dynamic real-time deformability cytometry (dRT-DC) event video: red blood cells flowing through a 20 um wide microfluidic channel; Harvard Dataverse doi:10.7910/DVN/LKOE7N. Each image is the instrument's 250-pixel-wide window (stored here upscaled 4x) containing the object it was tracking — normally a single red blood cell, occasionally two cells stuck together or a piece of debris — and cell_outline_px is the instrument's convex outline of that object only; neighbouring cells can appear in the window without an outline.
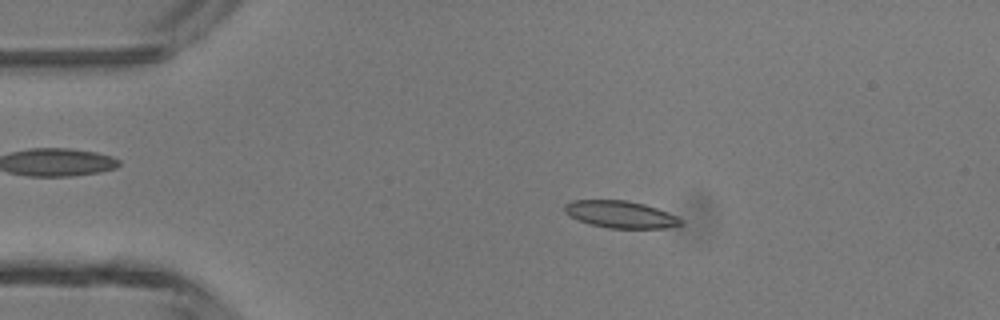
{"species": "common noctule bat (a hibernating species)", "species_latin": "Nyctalus noctula", "temperature_condition": "room temperature", "stored_images_in_passage": 47, "camera_frame_rate_fps": 3000, "um_per_image_px": 0.085, "animal": {"sex": "male", "body_mass_g": 13.3}, "frame": {"image": 1, "passage_image": 9, "time_ms": 2.667, "image_size_px": [1000, 320], "cell_outline_px": [[680, 224], [664, 228], [608, 228], [588, 224], [568, 216], [564, 212], [564, 204], [572, 200], [628, 200], [644, 204], [656, 208], [676, 216], [680, 220]], "centroid_in_image_um": [52.64, 18.22], "position_along_channel_um": 32.4, "area_um2": 18.26}}
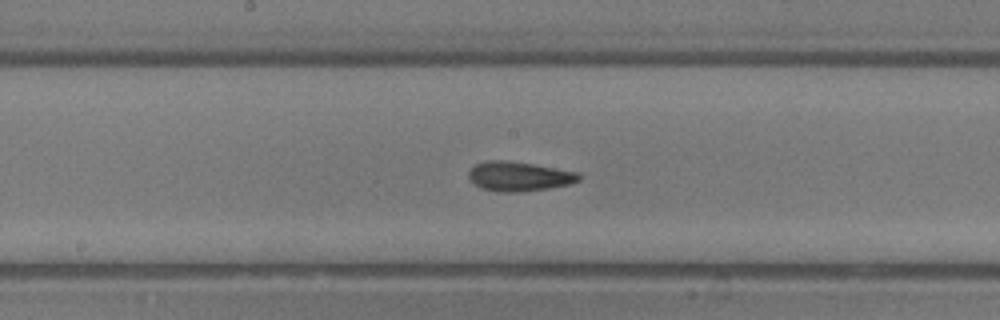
{"frame": {"image": 2, "passage_image": 24, "time_ms": 7.667, "image_size_px": [1000, 320], "cell_outline_px": [[580, 180], [568, 184], [548, 188], [520, 192], [496, 192], [484, 188], [476, 184], [468, 176], [468, 172], [476, 164], [484, 160], [504, 160], [532, 164], [580, 172]], "centroid_in_image_um": [44.12, 14.98], "position_along_channel_um": 204.1, "area_um2": 18.79}}
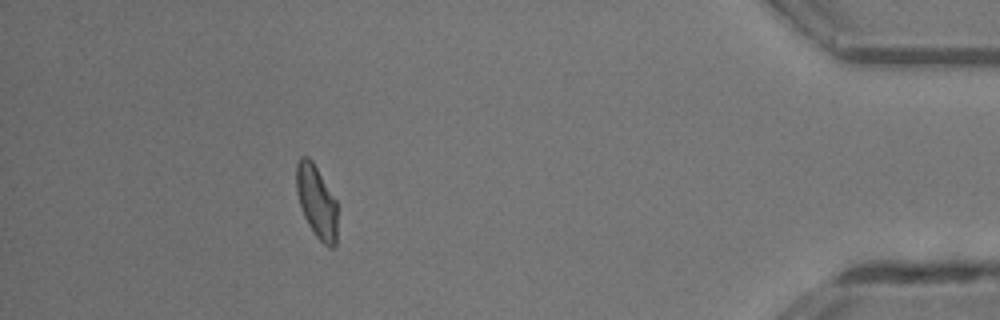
{"frame": {"image": 3, "passage_image": 42, "time_ms": 13.667, "image_size_px": [1000, 320], "cell_outline_px": [[336, 244], [332, 248], [328, 248], [316, 236], [308, 224], [304, 216], [296, 192], [296, 164], [300, 156], [308, 156], [312, 160], [336, 200]], "centroid_in_image_um": [26.89, 17.12], "position_along_channel_um": 408.3, "area_um2": 17.28}, "authors_computed_cell_mechanics": {"area_um2": 18.207, "velocity_mm_per_s": 4.3624, "shape_relaxation_time_tau1_ms": 11.0084, "shape_relaxation_time_tau2_ms": 2.2918, "deformation_change_tau1": 0.2473, "deformation_change_tau2": 0.0973}}